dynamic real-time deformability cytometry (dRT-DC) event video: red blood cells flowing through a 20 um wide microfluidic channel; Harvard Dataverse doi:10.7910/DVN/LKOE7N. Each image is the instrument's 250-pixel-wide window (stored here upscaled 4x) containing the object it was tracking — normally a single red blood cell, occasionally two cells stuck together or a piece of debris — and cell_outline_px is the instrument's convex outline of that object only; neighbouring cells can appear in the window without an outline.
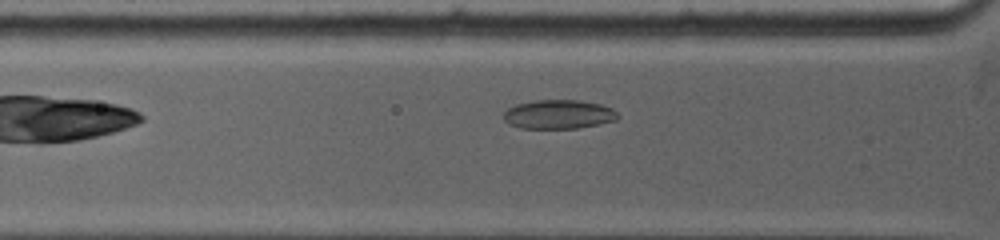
{"species": "common noctule bat (a hibernating species)", "species_latin": "Nyctalus noctula", "temperature_condition": "warm", "stored_images_in_passage": 24, "camera_frame_rate_fps": 5000, "um_per_image_px": 0.085, "animal": {"sex": "female", "body_mass_g": 19.0, "forearm_length_mm": 53.3}, "frame": {"image": 1, "passage_image": 2, "time_ms": 0.4, "image_size_px": [1000, 240], "cell_outline_px": [[620, 116], [616, 120], [600, 124], [576, 128], [520, 128], [508, 124], [504, 120], [504, 112], [508, 108], [516, 104], [536, 100], [580, 100], [600, 104], [612, 108]], "centroid_in_image_um": [47.48, 9.72], "position_along_channel_um": 78.3, "area_um2": 19.36}}
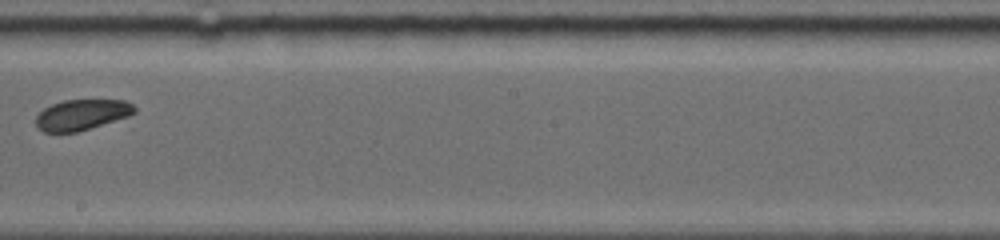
{"frame": {"image": 2, "passage_image": 11, "time_ms": 4.6, "image_size_px": [1000, 240], "cell_outline_px": [[136, 112], [128, 116], [76, 132], [44, 132], [36, 124], [36, 116], [44, 108], [52, 104], [64, 100], [128, 100], [136, 108]], "centroid_in_image_um": [6.96, 9.74], "position_along_channel_um": 241.2, "area_um2": 17.4}}
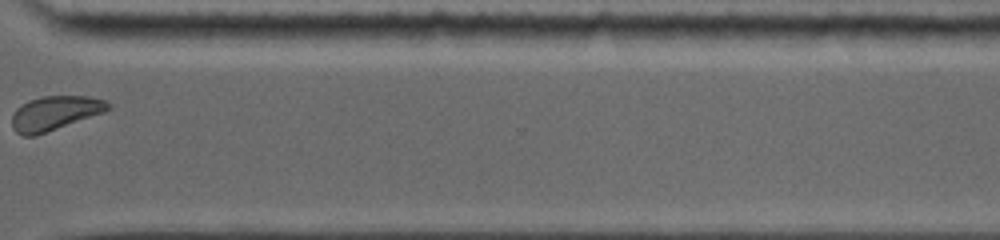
{"frame": {"image": 3, "passage_image": 18, "time_ms": 7.8, "image_size_px": [1000, 240], "cell_outline_px": [[108, 108], [104, 112], [36, 136], [24, 136], [16, 132], [12, 128], [12, 116], [16, 108], [28, 100], [40, 96], [88, 96], [104, 100], [108, 104]], "centroid_in_image_um": [4.6, 9.62], "position_along_channel_um": 366.0, "area_um2": 19.07}}